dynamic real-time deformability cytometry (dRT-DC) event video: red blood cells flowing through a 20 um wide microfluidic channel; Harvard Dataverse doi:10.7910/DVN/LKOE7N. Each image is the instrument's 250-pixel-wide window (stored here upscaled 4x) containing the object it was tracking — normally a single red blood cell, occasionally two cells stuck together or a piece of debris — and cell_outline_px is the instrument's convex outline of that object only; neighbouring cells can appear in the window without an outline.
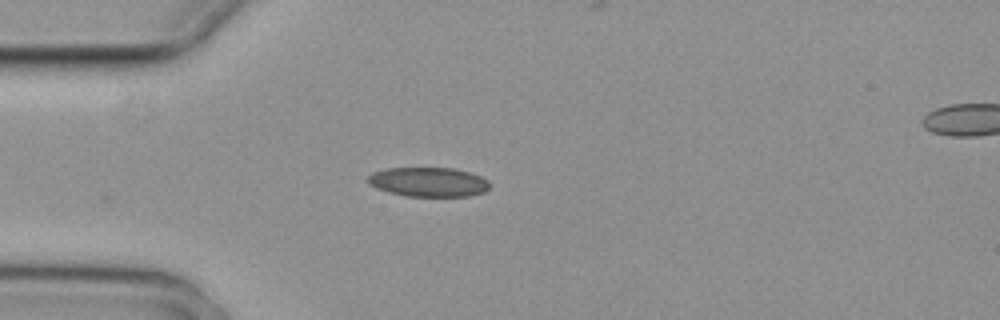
{"species": "common noctule bat (a hibernating species)", "species_latin": "Nyctalus noctula", "temperature_condition": "cold", "stored_images_in_passage": 5, "camera_frame_rate_fps": 3000, "um_per_image_px": 0.085, "animal": {"sex": "female", "body_mass_g": 29.2, "forearm_length_mm": 56.3}, "frame": {"image": 1, "passage_image": 4, "time_ms": 1.0, "image_size_px": [1000, 320], "cell_outline_px": [[488, 188], [484, 192], [468, 196], [404, 196], [388, 192], [376, 188], [368, 184], [364, 180], [372, 172], [384, 168], [452, 168], [468, 172], [480, 176], [488, 180]], "centroid_in_image_um": [36.34, 15.47], "position_along_channel_um": 48.7, "area_um2": 20.98}}